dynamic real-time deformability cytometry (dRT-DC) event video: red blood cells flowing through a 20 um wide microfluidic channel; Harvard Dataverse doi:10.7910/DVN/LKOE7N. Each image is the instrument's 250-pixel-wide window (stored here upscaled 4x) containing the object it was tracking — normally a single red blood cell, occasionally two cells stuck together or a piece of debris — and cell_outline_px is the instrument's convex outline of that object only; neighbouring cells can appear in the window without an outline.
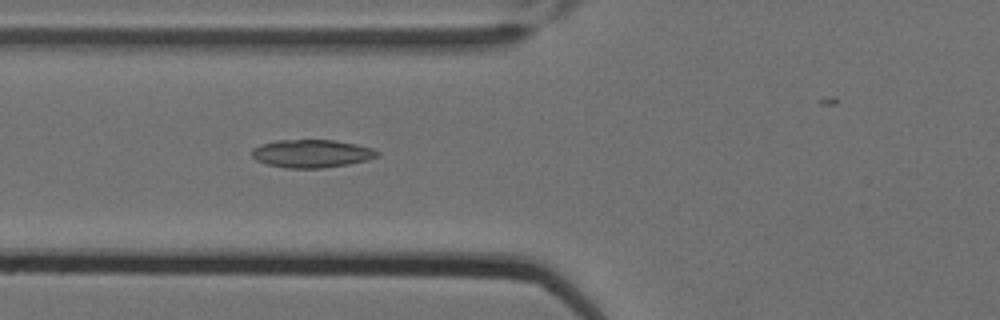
{"species": "Egyptian fruit bat (a non-hibernating species)", "species_latin": "Rousettus aegyptiacus", "temperature_condition": "cold", "stored_images_in_passage": 6, "camera_frame_rate_fps": 3000, "um_per_image_px": 0.085, "animal": {"sex": "female"}, "frame": {"image": 1, "passage_image": 6, "time_ms": 1.667, "image_size_px": [1000, 320], "cell_outline_px": [[380, 156], [368, 160], [348, 164], [320, 168], [284, 168], [268, 164], [256, 160], [252, 156], [252, 148], [260, 144], [276, 140], [332, 140], [356, 144], [372, 148], [380, 152]], "centroid_in_image_um": [26.5, 13.05], "position_along_channel_um": 99.3, "area_um2": 20.52}}